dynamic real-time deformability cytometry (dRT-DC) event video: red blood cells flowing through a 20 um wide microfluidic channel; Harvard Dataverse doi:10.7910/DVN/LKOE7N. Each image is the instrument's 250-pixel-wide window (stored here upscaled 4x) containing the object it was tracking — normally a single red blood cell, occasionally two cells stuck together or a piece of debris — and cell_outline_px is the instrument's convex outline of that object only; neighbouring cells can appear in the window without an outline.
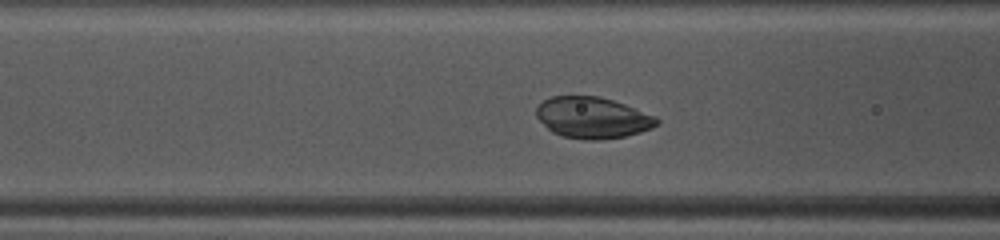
{"species": "common noctule bat (a hibernating species)", "species_latin": "Nyctalus noctula", "temperature_condition": "warm", "stored_images_in_passage": 35, "camera_frame_rate_fps": 3000, "um_per_image_px": 0.085, "animal": {"sex": "female", "body_mass_g": 10.0, "forearm_length_mm": 53.1}, "frame": {"image": 1, "passage_image": 7, "time_ms": 2.0, "image_size_px": [1000, 240], "cell_outline_px": [[660, 124], [652, 128], [640, 132], [624, 136], [596, 140], [588, 140], [564, 136], [552, 132], [536, 116], [536, 108], [544, 100], [552, 96], [600, 96], [624, 104], [656, 116], [660, 120]], "centroid_in_image_um": [50.39, 10.0], "position_along_channel_um": 116.2, "area_um2": 28.78}}
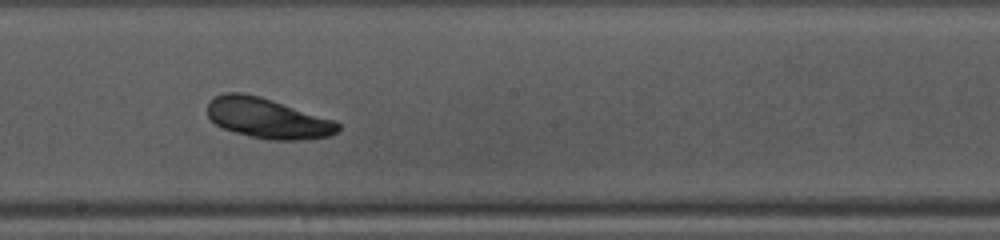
{"frame": {"image": 2, "passage_image": 15, "time_ms": 4.667, "image_size_px": [1000, 240], "cell_outline_px": [[340, 128], [332, 136], [300, 140], [268, 140], [248, 136], [220, 128], [208, 116], [208, 100], [224, 92], [240, 92], [260, 96], [336, 120], [340, 124]], "centroid_in_image_um": [22.75, 10.05], "position_along_channel_um": 225.5, "area_um2": 30.98}}
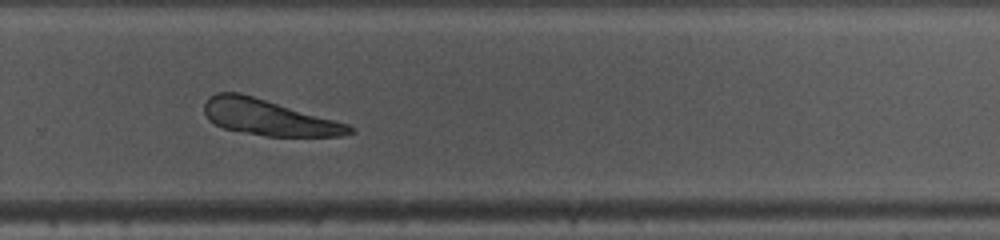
{"frame": {"image": 3, "passage_image": 21, "time_ms": 6.667, "image_size_px": [1000, 240], "cell_outline_px": [[356, 132], [344, 136], [264, 136], [224, 128], [208, 120], [204, 112], [204, 104], [208, 96], [216, 92], [240, 92], [348, 124], [356, 128]], "centroid_in_image_um": [22.83, 9.98], "position_along_channel_um": 307.0, "area_um2": 30.23}}